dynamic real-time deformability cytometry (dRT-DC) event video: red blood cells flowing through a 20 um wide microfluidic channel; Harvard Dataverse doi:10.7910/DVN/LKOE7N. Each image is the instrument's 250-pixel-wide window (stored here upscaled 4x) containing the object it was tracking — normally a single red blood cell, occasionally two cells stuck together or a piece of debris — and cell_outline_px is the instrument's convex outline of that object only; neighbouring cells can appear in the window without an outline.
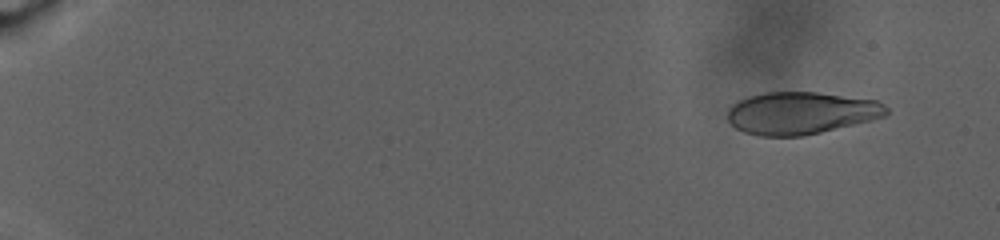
{"species": "human", "species_latin": "Homo sapiens", "temperature_condition": "warm", "stored_images_in_passage": 102, "camera_frame_rate_fps": 3000, "um_per_image_px": 0.085, "donor": {"sex": "male"}, "frame": {"image": 1, "passage_image": 9, "time_ms": 2.667, "image_size_px": [1000, 240], "cell_outline_px": [[888, 112], [884, 116], [820, 132], [800, 136], [760, 136], [744, 132], [736, 128], [728, 120], [728, 112], [732, 104], [740, 100], [764, 92], [816, 92], [876, 100], [884, 104], [888, 108]], "centroid_in_image_um": [68.06, 9.6], "position_along_channel_um": 16.9, "area_um2": 38.67}}
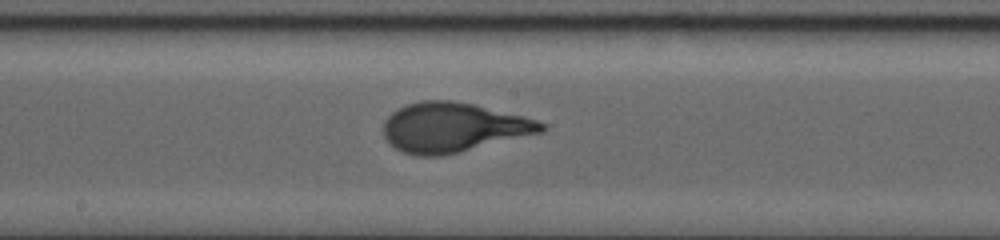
{"frame": {"image": 2, "passage_image": 61, "time_ms": 20.0, "image_size_px": [1000, 240], "cell_outline_px": [[548, 128], [544, 132], [444, 156], [416, 156], [400, 152], [384, 136], [384, 120], [392, 112], [408, 104], [420, 100], [452, 100], [472, 104], [524, 116], [548, 124]], "centroid_in_image_um": [38.55, 10.84], "position_along_channel_um": 209.6, "area_um2": 45.78}}
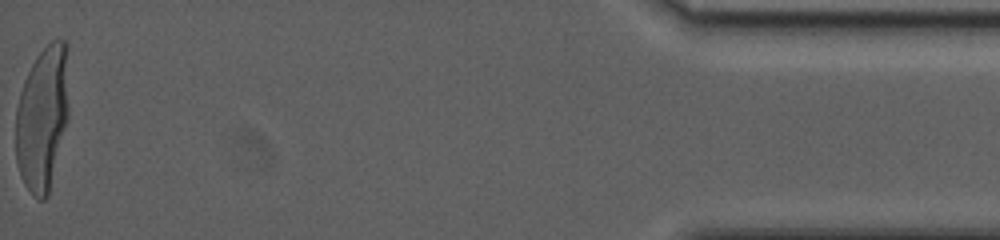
{"frame": {"image": 3, "passage_image": 102, "time_ms": 33.667, "image_size_px": [1000, 240], "cell_outline_px": [[68, 120], [48, 196], [44, 200], [40, 200], [32, 196], [24, 184], [20, 176], [16, 164], [16, 108], [20, 92], [24, 80], [36, 56], [52, 40], [64, 40], [68, 44]], "centroid_in_image_um": [3.62, 10.04], "position_along_channel_um": 431.6, "area_um2": 45.37}, "authors_computed_cell_mechanics": {"area_um2": 42.9454, "velocity_mm_per_s": 2.1749, "shape_relaxation_time_tau1_ms": 9.0353, "shape_relaxation_time_tau2_ms": null, "deformation_change_tau1": 0.2905, "deformation_change_tau2": null}}